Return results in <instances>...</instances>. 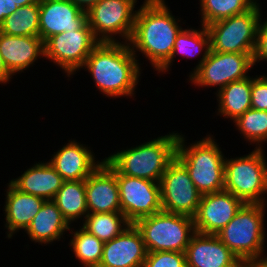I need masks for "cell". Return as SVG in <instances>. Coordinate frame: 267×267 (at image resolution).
<instances>
[{"label":"cell","instance_id":"6da1fadb","mask_svg":"<svg viewBox=\"0 0 267 267\" xmlns=\"http://www.w3.org/2000/svg\"><path fill=\"white\" fill-rule=\"evenodd\" d=\"M165 0H144L136 10L134 28L128 42L131 51L141 52L158 71L173 53L177 35L182 30Z\"/></svg>","mask_w":267,"mask_h":267},{"label":"cell","instance_id":"7a4b0ae2","mask_svg":"<svg viewBox=\"0 0 267 267\" xmlns=\"http://www.w3.org/2000/svg\"><path fill=\"white\" fill-rule=\"evenodd\" d=\"M138 56L123 41L100 42L87 57L84 66L96 87L107 97L134 96L139 82Z\"/></svg>","mask_w":267,"mask_h":267},{"label":"cell","instance_id":"3957f363","mask_svg":"<svg viewBox=\"0 0 267 267\" xmlns=\"http://www.w3.org/2000/svg\"><path fill=\"white\" fill-rule=\"evenodd\" d=\"M179 133H169L141 145L113 153L105 159L123 175L160 182L176 158Z\"/></svg>","mask_w":267,"mask_h":267},{"label":"cell","instance_id":"277c9868","mask_svg":"<svg viewBox=\"0 0 267 267\" xmlns=\"http://www.w3.org/2000/svg\"><path fill=\"white\" fill-rule=\"evenodd\" d=\"M207 135L189 146L179 134L176 158L186 167L197 190L203 195L224 190L225 156L219 145Z\"/></svg>","mask_w":267,"mask_h":267},{"label":"cell","instance_id":"5b68a950","mask_svg":"<svg viewBox=\"0 0 267 267\" xmlns=\"http://www.w3.org/2000/svg\"><path fill=\"white\" fill-rule=\"evenodd\" d=\"M266 204L244 203L233 219L217 234L220 241L243 263L263 255Z\"/></svg>","mask_w":267,"mask_h":267},{"label":"cell","instance_id":"8992f818","mask_svg":"<svg viewBox=\"0 0 267 267\" xmlns=\"http://www.w3.org/2000/svg\"><path fill=\"white\" fill-rule=\"evenodd\" d=\"M134 224L142 234L147 252L185 253L196 232L192 217L165 211L140 218Z\"/></svg>","mask_w":267,"mask_h":267},{"label":"cell","instance_id":"52a82bcc","mask_svg":"<svg viewBox=\"0 0 267 267\" xmlns=\"http://www.w3.org/2000/svg\"><path fill=\"white\" fill-rule=\"evenodd\" d=\"M263 149L254 148L248 155L225 159L224 190L244 203L267 204V161Z\"/></svg>","mask_w":267,"mask_h":267},{"label":"cell","instance_id":"ba28073f","mask_svg":"<svg viewBox=\"0 0 267 267\" xmlns=\"http://www.w3.org/2000/svg\"><path fill=\"white\" fill-rule=\"evenodd\" d=\"M260 4L248 11L233 15L206 26L210 35L211 51L254 53L257 43Z\"/></svg>","mask_w":267,"mask_h":267},{"label":"cell","instance_id":"9c48e42d","mask_svg":"<svg viewBox=\"0 0 267 267\" xmlns=\"http://www.w3.org/2000/svg\"><path fill=\"white\" fill-rule=\"evenodd\" d=\"M137 0H100L87 11V23L99 42H119L120 36L128 43L134 28ZM116 35V36H114Z\"/></svg>","mask_w":267,"mask_h":267},{"label":"cell","instance_id":"30bf717a","mask_svg":"<svg viewBox=\"0 0 267 267\" xmlns=\"http://www.w3.org/2000/svg\"><path fill=\"white\" fill-rule=\"evenodd\" d=\"M99 43L86 22L78 30L48 38L44 42V57L60 66L70 77L84 66L87 57Z\"/></svg>","mask_w":267,"mask_h":267},{"label":"cell","instance_id":"8fae6325","mask_svg":"<svg viewBox=\"0 0 267 267\" xmlns=\"http://www.w3.org/2000/svg\"><path fill=\"white\" fill-rule=\"evenodd\" d=\"M254 53L209 52L201 65L192 71L189 80L196 86H219L218 91L229 83L249 77L254 66Z\"/></svg>","mask_w":267,"mask_h":267},{"label":"cell","instance_id":"7c38bea8","mask_svg":"<svg viewBox=\"0 0 267 267\" xmlns=\"http://www.w3.org/2000/svg\"><path fill=\"white\" fill-rule=\"evenodd\" d=\"M159 183L162 211L195 216L202 194L177 158L168 165Z\"/></svg>","mask_w":267,"mask_h":267},{"label":"cell","instance_id":"4fadbf2b","mask_svg":"<svg viewBox=\"0 0 267 267\" xmlns=\"http://www.w3.org/2000/svg\"><path fill=\"white\" fill-rule=\"evenodd\" d=\"M121 212L131 222L162 211L160 183L120 174L116 170Z\"/></svg>","mask_w":267,"mask_h":267},{"label":"cell","instance_id":"5bb4252c","mask_svg":"<svg viewBox=\"0 0 267 267\" xmlns=\"http://www.w3.org/2000/svg\"><path fill=\"white\" fill-rule=\"evenodd\" d=\"M244 202L222 190L203 194L194 219L195 231L217 235L236 215Z\"/></svg>","mask_w":267,"mask_h":267},{"label":"cell","instance_id":"9a60e30c","mask_svg":"<svg viewBox=\"0 0 267 267\" xmlns=\"http://www.w3.org/2000/svg\"><path fill=\"white\" fill-rule=\"evenodd\" d=\"M87 22L86 11L71 0H40L39 37L48 38L80 29Z\"/></svg>","mask_w":267,"mask_h":267},{"label":"cell","instance_id":"2e32d148","mask_svg":"<svg viewBox=\"0 0 267 267\" xmlns=\"http://www.w3.org/2000/svg\"><path fill=\"white\" fill-rule=\"evenodd\" d=\"M88 213L121 212L116 169L104 158L85 180Z\"/></svg>","mask_w":267,"mask_h":267},{"label":"cell","instance_id":"e0dca14e","mask_svg":"<svg viewBox=\"0 0 267 267\" xmlns=\"http://www.w3.org/2000/svg\"><path fill=\"white\" fill-rule=\"evenodd\" d=\"M147 253L141 232L131 223L121 234L104 243L98 267H143Z\"/></svg>","mask_w":267,"mask_h":267},{"label":"cell","instance_id":"ac0fdd59","mask_svg":"<svg viewBox=\"0 0 267 267\" xmlns=\"http://www.w3.org/2000/svg\"><path fill=\"white\" fill-rule=\"evenodd\" d=\"M187 267H242L217 235L195 232L185 251Z\"/></svg>","mask_w":267,"mask_h":267},{"label":"cell","instance_id":"d6986e66","mask_svg":"<svg viewBox=\"0 0 267 267\" xmlns=\"http://www.w3.org/2000/svg\"><path fill=\"white\" fill-rule=\"evenodd\" d=\"M93 154L88 147L69 140V143L54 153L49 163L64 181L86 180L103 162L96 161Z\"/></svg>","mask_w":267,"mask_h":267},{"label":"cell","instance_id":"ffe728a7","mask_svg":"<svg viewBox=\"0 0 267 267\" xmlns=\"http://www.w3.org/2000/svg\"><path fill=\"white\" fill-rule=\"evenodd\" d=\"M0 55L14 75L33 66L39 57H44V41L37 36H10L0 32Z\"/></svg>","mask_w":267,"mask_h":267},{"label":"cell","instance_id":"44dd1931","mask_svg":"<svg viewBox=\"0 0 267 267\" xmlns=\"http://www.w3.org/2000/svg\"><path fill=\"white\" fill-rule=\"evenodd\" d=\"M7 187L3 211H5L6 217L7 237L11 238L19 230H27L46 200L32 194L23 193L10 182Z\"/></svg>","mask_w":267,"mask_h":267},{"label":"cell","instance_id":"7402d4cb","mask_svg":"<svg viewBox=\"0 0 267 267\" xmlns=\"http://www.w3.org/2000/svg\"><path fill=\"white\" fill-rule=\"evenodd\" d=\"M63 179L49 161L38 162L28 168L24 173L10 180V183L19 191L41 197L45 200H53L61 188Z\"/></svg>","mask_w":267,"mask_h":267},{"label":"cell","instance_id":"603a6c76","mask_svg":"<svg viewBox=\"0 0 267 267\" xmlns=\"http://www.w3.org/2000/svg\"><path fill=\"white\" fill-rule=\"evenodd\" d=\"M67 230L70 224L61 211L52 200H46L25 232L32 242L47 245L59 241Z\"/></svg>","mask_w":267,"mask_h":267},{"label":"cell","instance_id":"cb8c5ba5","mask_svg":"<svg viewBox=\"0 0 267 267\" xmlns=\"http://www.w3.org/2000/svg\"><path fill=\"white\" fill-rule=\"evenodd\" d=\"M252 78L233 81L216 92L218 113L235 121L245 111L251 108Z\"/></svg>","mask_w":267,"mask_h":267},{"label":"cell","instance_id":"d4e9b609","mask_svg":"<svg viewBox=\"0 0 267 267\" xmlns=\"http://www.w3.org/2000/svg\"><path fill=\"white\" fill-rule=\"evenodd\" d=\"M69 224L88 214L85 180L63 181L52 200Z\"/></svg>","mask_w":267,"mask_h":267},{"label":"cell","instance_id":"484cf974","mask_svg":"<svg viewBox=\"0 0 267 267\" xmlns=\"http://www.w3.org/2000/svg\"><path fill=\"white\" fill-rule=\"evenodd\" d=\"M201 29H182L176 37V41L173 47V53L171 58L158 70V72H168V69L171 66L172 61H174V56L178 53L184 57L191 58L192 56L200 55L202 53V58L199 60V64L194 68V71L203 63L207 58L211 46H210V35L206 26L201 24Z\"/></svg>","mask_w":267,"mask_h":267},{"label":"cell","instance_id":"4316f807","mask_svg":"<svg viewBox=\"0 0 267 267\" xmlns=\"http://www.w3.org/2000/svg\"><path fill=\"white\" fill-rule=\"evenodd\" d=\"M82 227L102 242H108L121 234L131 222L122 212L88 213Z\"/></svg>","mask_w":267,"mask_h":267},{"label":"cell","instance_id":"83f0119b","mask_svg":"<svg viewBox=\"0 0 267 267\" xmlns=\"http://www.w3.org/2000/svg\"><path fill=\"white\" fill-rule=\"evenodd\" d=\"M0 32L10 36L39 37V4L19 7L0 25Z\"/></svg>","mask_w":267,"mask_h":267},{"label":"cell","instance_id":"f1b7e54d","mask_svg":"<svg viewBox=\"0 0 267 267\" xmlns=\"http://www.w3.org/2000/svg\"><path fill=\"white\" fill-rule=\"evenodd\" d=\"M70 230L73 237L69 246L73 248L75 257L84 267H98L102 259L104 242L83 227L74 232L70 227Z\"/></svg>","mask_w":267,"mask_h":267},{"label":"cell","instance_id":"f546056e","mask_svg":"<svg viewBox=\"0 0 267 267\" xmlns=\"http://www.w3.org/2000/svg\"><path fill=\"white\" fill-rule=\"evenodd\" d=\"M201 23L207 26L216 21L242 14L255 4L251 0H199Z\"/></svg>","mask_w":267,"mask_h":267},{"label":"cell","instance_id":"4dcf8cb0","mask_svg":"<svg viewBox=\"0 0 267 267\" xmlns=\"http://www.w3.org/2000/svg\"><path fill=\"white\" fill-rule=\"evenodd\" d=\"M233 122L244 139L263 149V142L267 143V111L250 108Z\"/></svg>","mask_w":267,"mask_h":267},{"label":"cell","instance_id":"1f68e13d","mask_svg":"<svg viewBox=\"0 0 267 267\" xmlns=\"http://www.w3.org/2000/svg\"><path fill=\"white\" fill-rule=\"evenodd\" d=\"M143 267H187L186 255L182 252H148Z\"/></svg>","mask_w":267,"mask_h":267},{"label":"cell","instance_id":"d6a6232c","mask_svg":"<svg viewBox=\"0 0 267 267\" xmlns=\"http://www.w3.org/2000/svg\"><path fill=\"white\" fill-rule=\"evenodd\" d=\"M260 76L252 77L251 108L267 111V76Z\"/></svg>","mask_w":267,"mask_h":267},{"label":"cell","instance_id":"836d02e7","mask_svg":"<svg viewBox=\"0 0 267 267\" xmlns=\"http://www.w3.org/2000/svg\"><path fill=\"white\" fill-rule=\"evenodd\" d=\"M267 61V19L262 22L260 17L257 30V43L253 55V63Z\"/></svg>","mask_w":267,"mask_h":267},{"label":"cell","instance_id":"e575fe53","mask_svg":"<svg viewBox=\"0 0 267 267\" xmlns=\"http://www.w3.org/2000/svg\"><path fill=\"white\" fill-rule=\"evenodd\" d=\"M18 8L14 0H0V25L6 17L12 15Z\"/></svg>","mask_w":267,"mask_h":267},{"label":"cell","instance_id":"d590c367","mask_svg":"<svg viewBox=\"0 0 267 267\" xmlns=\"http://www.w3.org/2000/svg\"><path fill=\"white\" fill-rule=\"evenodd\" d=\"M263 256V257H262ZM242 267H267V256L260 255L243 262Z\"/></svg>","mask_w":267,"mask_h":267},{"label":"cell","instance_id":"8d00e7d4","mask_svg":"<svg viewBox=\"0 0 267 267\" xmlns=\"http://www.w3.org/2000/svg\"><path fill=\"white\" fill-rule=\"evenodd\" d=\"M12 78V74L8 71L3 58L0 55V84H6Z\"/></svg>","mask_w":267,"mask_h":267},{"label":"cell","instance_id":"74e56055","mask_svg":"<svg viewBox=\"0 0 267 267\" xmlns=\"http://www.w3.org/2000/svg\"><path fill=\"white\" fill-rule=\"evenodd\" d=\"M78 5L81 9L87 11L91 6L95 5L100 0H71Z\"/></svg>","mask_w":267,"mask_h":267},{"label":"cell","instance_id":"f35d334b","mask_svg":"<svg viewBox=\"0 0 267 267\" xmlns=\"http://www.w3.org/2000/svg\"><path fill=\"white\" fill-rule=\"evenodd\" d=\"M14 3L18 7H22L30 4H39L40 0H14Z\"/></svg>","mask_w":267,"mask_h":267},{"label":"cell","instance_id":"ab89813d","mask_svg":"<svg viewBox=\"0 0 267 267\" xmlns=\"http://www.w3.org/2000/svg\"><path fill=\"white\" fill-rule=\"evenodd\" d=\"M254 4H258L257 2V0H251Z\"/></svg>","mask_w":267,"mask_h":267}]
</instances>
